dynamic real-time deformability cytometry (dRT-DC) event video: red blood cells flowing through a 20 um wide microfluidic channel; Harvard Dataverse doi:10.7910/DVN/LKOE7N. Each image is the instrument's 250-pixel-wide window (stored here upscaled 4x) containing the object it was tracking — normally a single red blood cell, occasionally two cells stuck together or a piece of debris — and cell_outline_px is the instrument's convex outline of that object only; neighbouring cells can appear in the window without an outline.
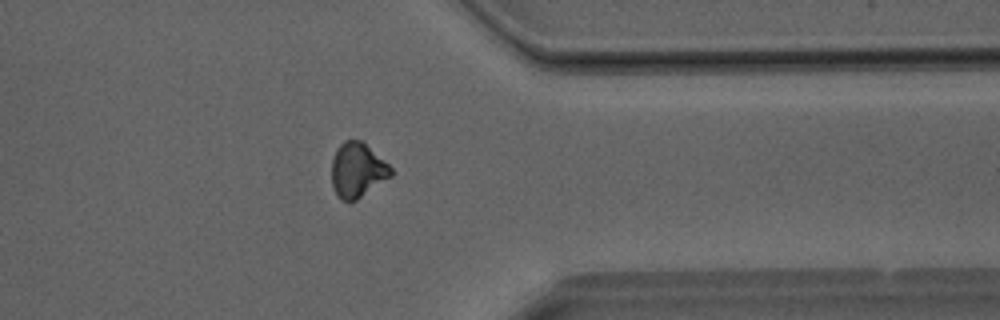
{"species": "Egyptian fruit bat (a non-hibernating species)", "species_latin": "Rousettus aegyptiacus", "temperature_condition": "room temperature", "stored_images_in_passage": 28, "camera_frame_rate_fps": 3000, "um_per_image_px": 0.085, "animal": {"sex": "male"}, "frame": {"image": 1, "passage_image": 20, "time_ms": 6.333, "image_size_px": [1000, 320], "cell_outline_px": [[392, 176], [356, 200], [348, 204], [340, 200], [332, 184], [332, 160], [336, 148], [344, 140], [360, 140], [388, 164], [392, 168]], "centroid_in_image_um": [30.36, 14.49], "position_along_channel_um": 381.0, "area_um2": 18.84}}
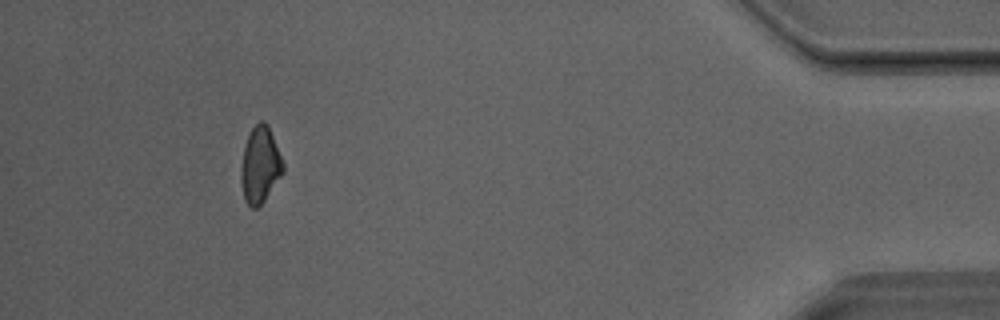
{"frame": {"image": 2, "passage_image": 25, "time_ms": 8.0, "image_size_px": [1000, 320], "cell_outline_px": [[284, 172], [264, 200], [256, 208], [252, 208], [244, 200], [240, 180], [240, 168], [244, 148], [248, 136], [252, 128], [260, 120], [264, 120], [268, 124], [284, 164]], "centroid_in_image_um": [22.1, 14.02], "position_along_channel_um": 413.1, "area_um2": 18.67}}